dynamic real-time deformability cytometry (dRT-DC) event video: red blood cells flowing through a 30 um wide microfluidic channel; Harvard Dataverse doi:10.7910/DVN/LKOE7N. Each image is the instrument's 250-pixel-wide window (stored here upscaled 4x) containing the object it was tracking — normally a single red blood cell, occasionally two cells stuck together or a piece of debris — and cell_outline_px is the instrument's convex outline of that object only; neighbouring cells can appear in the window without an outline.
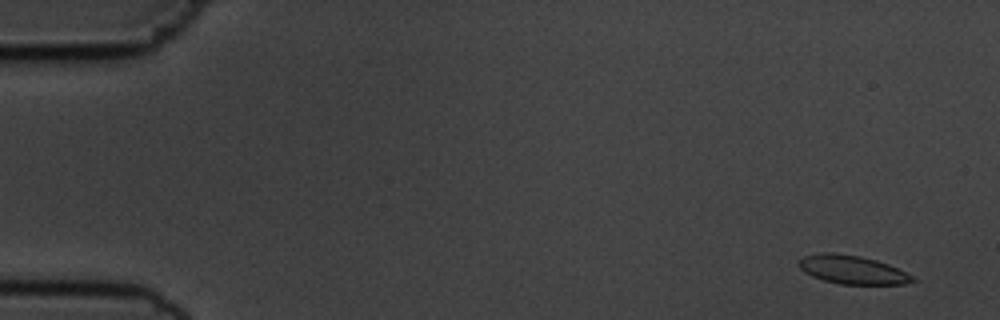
{"species": "common noctule bat (a hibernating species)", "species_latin": "Nyctalus noctula", "temperature_condition": "cold", "stored_images_in_passage": 54, "camera_frame_rate_fps": 3000, "um_per_image_px": 0.085, "animal": {"sex": "male", "body_mass_g": 19.5, "forearm_length_mm": 54.6}, "frame": {"image": 1, "passage_image": 2, "time_ms": 0.333, "image_size_px": [1000, 320], "cell_outline_px": [[920, 280], [904, 284], [840, 284], [824, 280], [812, 276], [804, 272], [800, 268], [800, 260], [804, 256], [820, 252], [836, 252], [860, 256], [876, 260], [888, 264], [916, 276]], "centroid_in_image_um": [72.51, 22.92], "position_along_channel_um": 12.5, "area_um2": 19.07}}
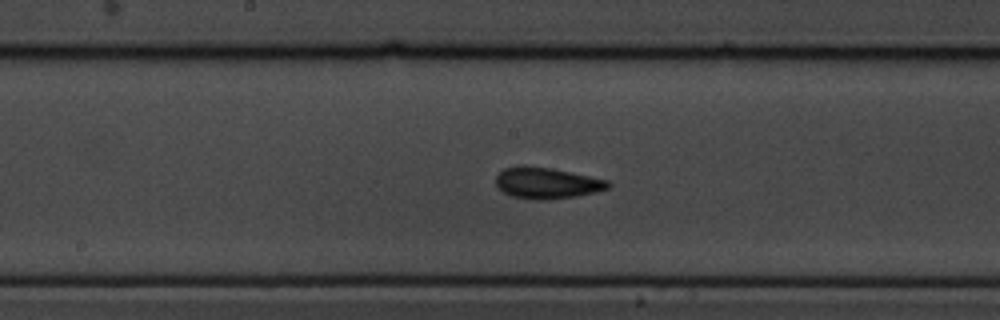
{"frame": {"image": 2, "passage_image": 28, "time_ms": 9.0, "image_size_px": [1000, 320], "cell_outline_px": [[612, 184], [608, 188], [596, 192], [576, 196], [548, 200], [536, 200], [512, 196], [504, 192], [496, 184], [496, 176], [504, 168], [516, 164], [524, 164], [552, 168], [608, 180]], "centroid_in_image_um": [46.46, 15.54], "position_along_channel_um": 201.7, "area_um2": 20.63}}
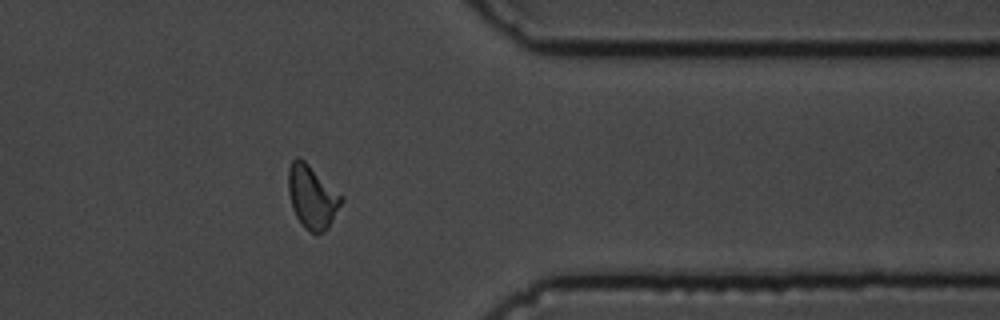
{"frame": {"image": 3, "passage_image": 44, "time_ms": 14.333, "image_size_px": [1000, 320], "cell_outline_px": [[344, 200], [328, 228], [324, 232], [316, 236], [304, 228], [296, 216], [292, 208], [288, 192], [288, 168], [292, 160], [296, 156], [300, 156], [344, 196]], "centroid_in_image_um": [26.54, 16.74], "position_along_channel_um": 384.9, "area_um2": 20.0}, "authors_computed_cell_mechanics": {"area_um2": 19.1318, "velocity_mm_per_s": 3.636, "shape_relaxation_time_tau1_ms": 4.3042, "shape_relaxation_time_tau2_ms": 2.7763, "deformation_change_tau1": 0.0995, "deformation_change_tau2": 0.0748}}